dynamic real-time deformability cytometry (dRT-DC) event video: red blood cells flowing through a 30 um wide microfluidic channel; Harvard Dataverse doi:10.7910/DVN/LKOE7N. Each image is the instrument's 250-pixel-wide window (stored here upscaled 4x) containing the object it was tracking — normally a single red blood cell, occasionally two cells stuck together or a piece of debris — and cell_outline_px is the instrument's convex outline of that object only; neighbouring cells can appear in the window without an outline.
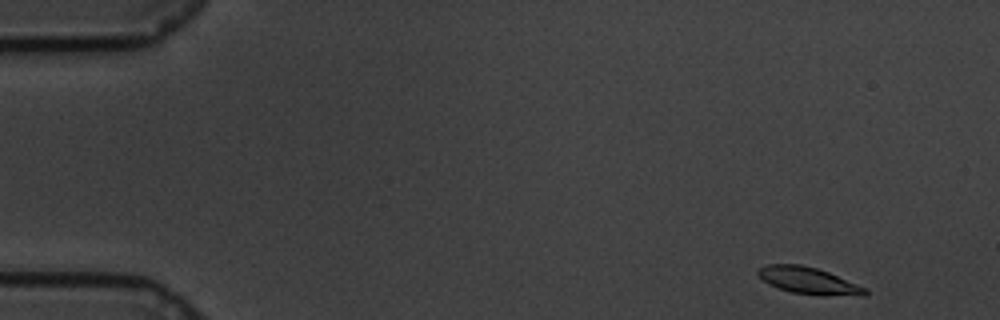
{"species": "common noctule bat (a hibernating species)", "species_latin": "Nyctalus noctula", "temperature_condition": "cold", "stored_images_in_passage": 56, "camera_frame_rate_fps": 3000, "um_per_image_px": 0.085, "animal": {"sex": "male", "body_mass_g": 19.5, "forearm_length_mm": 54.6}, "frame": {"image": 1, "passage_image": 1, "time_ms": 0.0, "image_size_px": [1000, 320], "cell_outline_px": [[868, 296], [820, 296], [792, 292], [768, 284], [756, 272], [756, 268], [768, 264], [800, 264], [816, 268], [828, 272], [868, 288]], "centroid_in_image_um": [68.78, 23.87], "position_along_channel_um": 16.2, "area_um2": 16.99}}
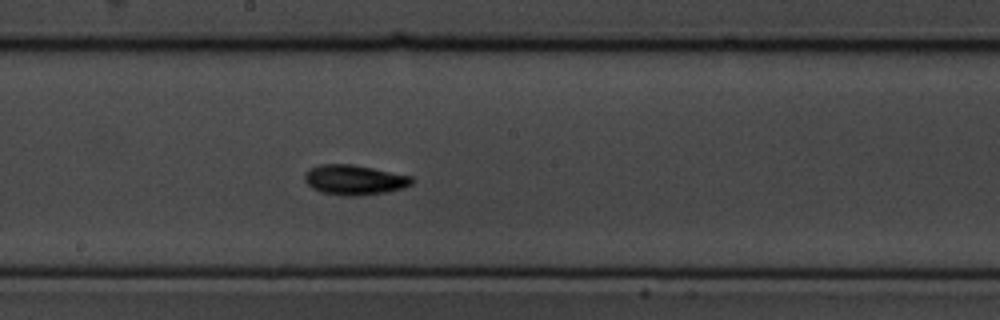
{"frame": {"image": 2, "passage_image": 29, "time_ms": 9.333, "image_size_px": [1000, 320], "cell_outline_px": [[416, 180], [412, 184], [404, 188], [388, 192], [360, 196], [344, 196], [320, 192], [312, 188], [304, 180], [304, 176], [308, 168], [320, 164], [352, 164], [412, 176]], "centroid_in_image_um": [30.13, 15.3], "position_along_channel_um": 218.1, "area_um2": 19.02}}
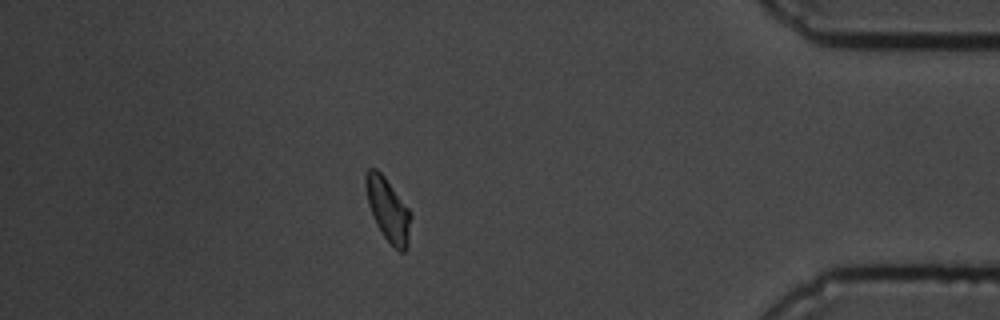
{"frame": {"image": 3, "passage_image": 49, "time_ms": 16.0, "image_size_px": [1000, 320], "cell_outline_px": [[412, 216], [408, 244], [404, 252], [400, 252], [384, 236], [376, 224], [372, 216], [368, 204], [364, 184], [364, 176], [368, 168], [376, 168], [384, 176], [408, 208]], "centroid_in_image_um": [32.96, 17.8], "position_along_channel_um": 402.2, "area_um2": 16.59}, "authors_computed_cell_mechanics": {"area_um2": 16.9354, "velocity_mm_per_s": 3.3324, "shape_relaxation_time_tau1_ms": 3.2474, "shape_relaxation_time_tau2_ms": null, "deformation_change_tau1": 0.1191, "deformation_change_tau2": null}}